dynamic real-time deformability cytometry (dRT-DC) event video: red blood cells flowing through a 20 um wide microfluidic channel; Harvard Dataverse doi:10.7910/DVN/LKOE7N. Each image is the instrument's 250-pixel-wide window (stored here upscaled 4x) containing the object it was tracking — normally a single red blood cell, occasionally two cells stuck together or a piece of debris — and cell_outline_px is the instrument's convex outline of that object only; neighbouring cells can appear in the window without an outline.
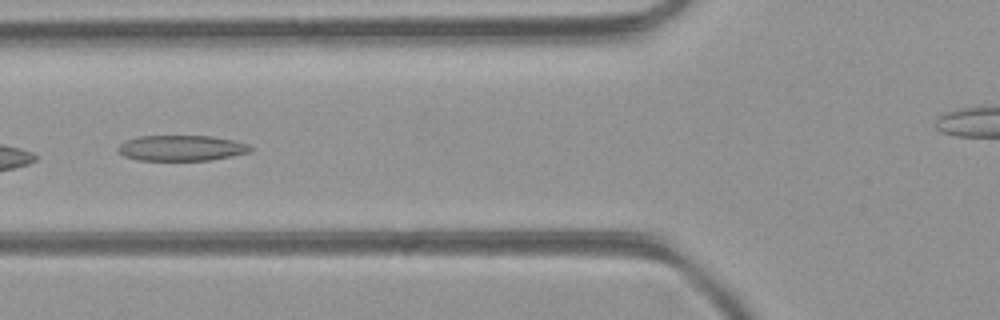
{"species": "common noctule bat (a hibernating species)", "species_latin": "Nyctalus noctula", "temperature_condition": "room temperature", "stored_images_in_passage": 7, "camera_frame_rate_fps": 3000, "um_per_image_px": 0.085, "animal": {"sex": "female", "body_mass_g": 21.9}, "frame": {"image": 1, "passage_image": 5, "time_ms": 1.333, "image_size_px": [1000, 320], "cell_outline_px": [[252, 148], [248, 152], [208, 160], [136, 160], [124, 156], [116, 148], [124, 140], [140, 136], [212, 136], [236, 140], [248, 144]], "centroid_in_image_um": [15.38, 12.57], "position_along_channel_um": 110.4, "area_um2": 19.65}}
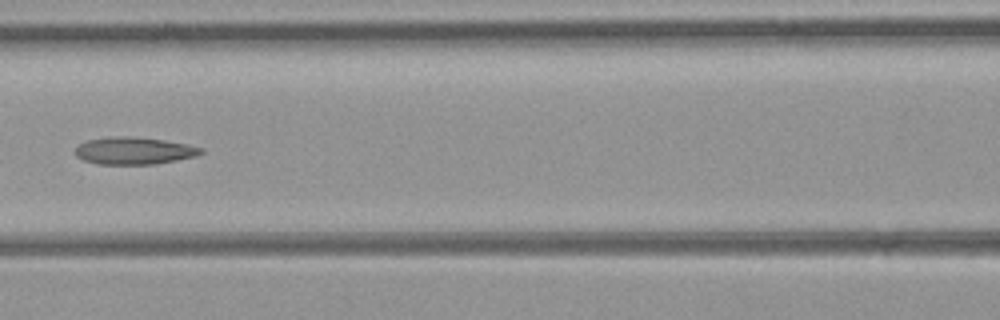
{"frame": {"image": 2, "passage_image": 6, "time_ms": 1.667, "image_size_px": [1000, 320], "cell_outline_px": [[204, 152], [196, 156], [156, 164], [96, 164], [84, 160], [76, 156], [76, 148], [80, 144], [88, 140], [112, 136], [128, 136], [164, 140], [188, 144], [204, 148]], "centroid_in_image_um": [11.42, 12.81], "position_along_channel_um": 155.2, "area_um2": 19.94}}
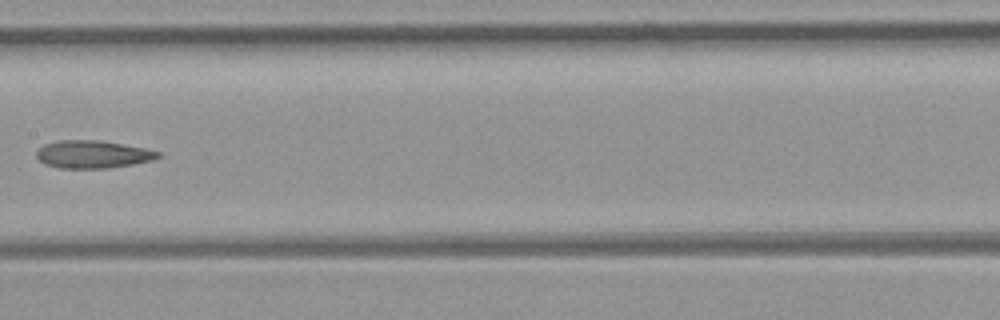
{"frame": {"image": 3, "passage_image": 7, "time_ms": 2.0, "image_size_px": [1000, 320], "cell_outline_px": [[160, 156], [152, 160], [132, 164], [108, 168], [60, 168], [44, 164], [36, 156], [36, 152], [44, 144], [60, 140], [100, 140], [144, 148], [160, 152]], "centroid_in_image_um": [7.86, 13.12], "position_along_channel_um": 199.5, "area_um2": 19.48}}